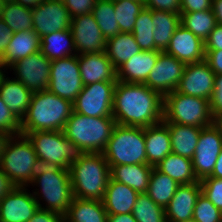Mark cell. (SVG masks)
<instances>
[{
	"mask_svg": "<svg viewBox=\"0 0 222 222\" xmlns=\"http://www.w3.org/2000/svg\"><path fill=\"white\" fill-rule=\"evenodd\" d=\"M70 29L77 55L105 52L107 40L92 13L72 17Z\"/></svg>",
	"mask_w": 222,
	"mask_h": 222,
	"instance_id": "cell-16",
	"label": "cell"
},
{
	"mask_svg": "<svg viewBox=\"0 0 222 222\" xmlns=\"http://www.w3.org/2000/svg\"><path fill=\"white\" fill-rule=\"evenodd\" d=\"M212 11L218 25L222 26V0H212Z\"/></svg>",
	"mask_w": 222,
	"mask_h": 222,
	"instance_id": "cell-54",
	"label": "cell"
},
{
	"mask_svg": "<svg viewBox=\"0 0 222 222\" xmlns=\"http://www.w3.org/2000/svg\"><path fill=\"white\" fill-rule=\"evenodd\" d=\"M13 34L14 32L10 27L0 18V58L4 55Z\"/></svg>",
	"mask_w": 222,
	"mask_h": 222,
	"instance_id": "cell-51",
	"label": "cell"
},
{
	"mask_svg": "<svg viewBox=\"0 0 222 222\" xmlns=\"http://www.w3.org/2000/svg\"><path fill=\"white\" fill-rule=\"evenodd\" d=\"M205 60L216 75L222 74V50H205Z\"/></svg>",
	"mask_w": 222,
	"mask_h": 222,
	"instance_id": "cell-48",
	"label": "cell"
},
{
	"mask_svg": "<svg viewBox=\"0 0 222 222\" xmlns=\"http://www.w3.org/2000/svg\"><path fill=\"white\" fill-rule=\"evenodd\" d=\"M4 4L5 3H10V2H14V0H1Z\"/></svg>",
	"mask_w": 222,
	"mask_h": 222,
	"instance_id": "cell-62",
	"label": "cell"
},
{
	"mask_svg": "<svg viewBox=\"0 0 222 222\" xmlns=\"http://www.w3.org/2000/svg\"><path fill=\"white\" fill-rule=\"evenodd\" d=\"M185 66V63L163 51L144 84L164 97L176 90Z\"/></svg>",
	"mask_w": 222,
	"mask_h": 222,
	"instance_id": "cell-14",
	"label": "cell"
},
{
	"mask_svg": "<svg viewBox=\"0 0 222 222\" xmlns=\"http://www.w3.org/2000/svg\"><path fill=\"white\" fill-rule=\"evenodd\" d=\"M215 76L206 60L186 64L176 91L210 100L214 91Z\"/></svg>",
	"mask_w": 222,
	"mask_h": 222,
	"instance_id": "cell-17",
	"label": "cell"
},
{
	"mask_svg": "<svg viewBox=\"0 0 222 222\" xmlns=\"http://www.w3.org/2000/svg\"><path fill=\"white\" fill-rule=\"evenodd\" d=\"M33 31L41 38L46 34L70 29L72 17L61 1L43 0L32 8Z\"/></svg>",
	"mask_w": 222,
	"mask_h": 222,
	"instance_id": "cell-15",
	"label": "cell"
},
{
	"mask_svg": "<svg viewBox=\"0 0 222 222\" xmlns=\"http://www.w3.org/2000/svg\"><path fill=\"white\" fill-rule=\"evenodd\" d=\"M15 139V140H14ZM37 155L26 135L9 136L0 158V167L14 186L31 184V171Z\"/></svg>",
	"mask_w": 222,
	"mask_h": 222,
	"instance_id": "cell-7",
	"label": "cell"
},
{
	"mask_svg": "<svg viewBox=\"0 0 222 222\" xmlns=\"http://www.w3.org/2000/svg\"><path fill=\"white\" fill-rule=\"evenodd\" d=\"M116 83L102 81L83 86L73 102V112L90 117H112Z\"/></svg>",
	"mask_w": 222,
	"mask_h": 222,
	"instance_id": "cell-10",
	"label": "cell"
},
{
	"mask_svg": "<svg viewBox=\"0 0 222 222\" xmlns=\"http://www.w3.org/2000/svg\"><path fill=\"white\" fill-rule=\"evenodd\" d=\"M15 186L0 167V200L8 194Z\"/></svg>",
	"mask_w": 222,
	"mask_h": 222,
	"instance_id": "cell-52",
	"label": "cell"
},
{
	"mask_svg": "<svg viewBox=\"0 0 222 222\" xmlns=\"http://www.w3.org/2000/svg\"><path fill=\"white\" fill-rule=\"evenodd\" d=\"M107 222H137L132 213L127 214H108Z\"/></svg>",
	"mask_w": 222,
	"mask_h": 222,
	"instance_id": "cell-53",
	"label": "cell"
},
{
	"mask_svg": "<svg viewBox=\"0 0 222 222\" xmlns=\"http://www.w3.org/2000/svg\"><path fill=\"white\" fill-rule=\"evenodd\" d=\"M164 52L185 64L196 63L205 60V42L180 24Z\"/></svg>",
	"mask_w": 222,
	"mask_h": 222,
	"instance_id": "cell-19",
	"label": "cell"
},
{
	"mask_svg": "<svg viewBox=\"0 0 222 222\" xmlns=\"http://www.w3.org/2000/svg\"><path fill=\"white\" fill-rule=\"evenodd\" d=\"M3 68L5 69V66L0 61V85H1V82H2L3 78L6 77L4 72L2 71Z\"/></svg>",
	"mask_w": 222,
	"mask_h": 222,
	"instance_id": "cell-59",
	"label": "cell"
},
{
	"mask_svg": "<svg viewBox=\"0 0 222 222\" xmlns=\"http://www.w3.org/2000/svg\"><path fill=\"white\" fill-rule=\"evenodd\" d=\"M169 129L172 153L193 158L201 133V127L164 122Z\"/></svg>",
	"mask_w": 222,
	"mask_h": 222,
	"instance_id": "cell-28",
	"label": "cell"
},
{
	"mask_svg": "<svg viewBox=\"0 0 222 222\" xmlns=\"http://www.w3.org/2000/svg\"><path fill=\"white\" fill-rule=\"evenodd\" d=\"M33 92L16 78H3L0 96L10 111L21 121L26 115Z\"/></svg>",
	"mask_w": 222,
	"mask_h": 222,
	"instance_id": "cell-25",
	"label": "cell"
},
{
	"mask_svg": "<svg viewBox=\"0 0 222 222\" xmlns=\"http://www.w3.org/2000/svg\"><path fill=\"white\" fill-rule=\"evenodd\" d=\"M180 22L181 25L189 29L204 42L217 25L212 9L195 12H180Z\"/></svg>",
	"mask_w": 222,
	"mask_h": 222,
	"instance_id": "cell-35",
	"label": "cell"
},
{
	"mask_svg": "<svg viewBox=\"0 0 222 222\" xmlns=\"http://www.w3.org/2000/svg\"><path fill=\"white\" fill-rule=\"evenodd\" d=\"M138 192L131 187L109 179L106 192L102 199L107 214H127L132 213Z\"/></svg>",
	"mask_w": 222,
	"mask_h": 222,
	"instance_id": "cell-24",
	"label": "cell"
},
{
	"mask_svg": "<svg viewBox=\"0 0 222 222\" xmlns=\"http://www.w3.org/2000/svg\"><path fill=\"white\" fill-rule=\"evenodd\" d=\"M208 177L222 179V149H221V152L217 158L214 170H213L212 174Z\"/></svg>",
	"mask_w": 222,
	"mask_h": 222,
	"instance_id": "cell-55",
	"label": "cell"
},
{
	"mask_svg": "<svg viewBox=\"0 0 222 222\" xmlns=\"http://www.w3.org/2000/svg\"><path fill=\"white\" fill-rule=\"evenodd\" d=\"M209 103L213 118L222 113V74L215 76L214 91Z\"/></svg>",
	"mask_w": 222,
	"mask_h": 222,
	"instance_id": "cell-46",
	"label": "cell"
},
{
	"mask_svg": "<svg viewBox=\"0 0 222 222\" xmlns=\"http://www.w3.org/2000/svg\"><path fill=\"white\" fill-rule=\"evenodd\" d=\"M4 3L0 0V17L3 11Z\"/></svg>",
	"mask_w": 222,
	"mask_h": 222,
	"instance_id": "cell-60",
	"label": "cell"
},
{
	"mask_svg": "<svg viewBox=\"0 0 222 222\" xmlns=\"http://www.w3.org/2000/svg\"><path fill=\"white\" fill-rule=\"evenodd\" d=\"M164 97L145 84L117 81L112 117L122 126L148 127L163 121Z\"/></svg>",
	"mask_w": 222,
	"mask_h": 222,
	"instance_id": "cell-1",
	"label": "cell"
},
{
	"mask_svg": "<svg viewBox=\"0 0 222 222\" xmlns=\"http://www.w3.org/2000/svg\"><path fill=\"white\" fill-rule=\"evenodd\" d=\"M113 2L114 1H119V0H112ZM132 1H144V0H132Z\"/></svg>",
	"mask_w": 222,
	"mask_h": 222,
	"instance_id": "cell-64",
	"label": "cell"
},
{
	"mask_svg": "<svg viewBox=\"0 0 222 222\" xmlns=\"http://www.w3.org/2000/svg\"><path fill=\"white\" fill-rule=\"evenodd\" d=\"M0 18L14 33L33 30L32 8L17 2L5 3Z\"/></svg>",
	"mask_w": 222,
	"mask_h": 222,
	"instance_id": "cell-36",
	"label": "cell"
},
{
	"mask_svg": "<svg viewBox=\"0 0 222 222\" xmlns=\"http://www.w3.org/2000/svg\"><path fill=\"white\" fill-rule=\"evenodd\" d=\"M83 85L95 82H117V69L106 52L77 55Z\"/></svg>",
	"mask_w": 222,
	"mask_h": 222,
	"instance_id": "cell-20",
	"label": "cell"
},
{
	"mask_svg": "<svg viewBox=\"0 0 222 222\" xmlns=\"http://www.w3.org/2000/svg\"><path fill=\"white\" fill-rule=\"evenodd\" d=\"M178 186L179 184L174 179L153 167L146 193L157 205L165 209Z\"/></svg>",
	"mask_w": 222,
	"mask_h": 222,
	"instance_id": "cell-34",
	"label": "cell"
},
{
	"mask_svg": "<svg viewBox=\"0 0 222 222\" xmlns=\"http://www.w3.org/2000/svg\"><path fill=\"white\" fill-rule=\"evenodd\" d=\"M32 143L37 158L69 170L84 152L68 140L62 131H34L25 134Z\"/></svg>",
	"mask_w": 222,
	"mask_h": 222,
	"instance_id": "cell-9",
	"label": "cell"
},
{
	"mask_svg": "<svg viewBox=\"0 0 222 222\" xmlns=\"http://www.w3.org/2000/svg\"><path fill=\"white\" fill-rule=\"evenodd\" d=\"M155 47L159 51H165L170 43L173 33L181 24L180 14L152 10Z\"/></svg>",
	"mask_w": 222,
	"mask_h": 222,
	"instance_id": "cell-32",
	"label": "cell"
},
{
	"mask_svg": "<svg viewBox=\"0 0 222 222\" xmlns=\"http://www.w3.org/2000/svg\"><path fill=\"white\" fill-rule=\"evenodd\" d=\"M155 168L179 185L199 181L194 173L192 160L174 153L168 154Z\"/></svg>",
	"mask_w": 222,
	"mask_h": 222,
	"instance_id": "cell-31",
	"label": "cell"
},
{
	"mask_svg": "<svg viewBox=\"0 0 222 222\" xmlns=\"http://www.w3.org/2000/svg\"><path fill=\"white\" fill-rule=\"evenodd\" d=\"M73 112V103L56 94L33 92L28 111L21 120V134L34 131H62Z\"/></svg>",
	"mask_w": 222,
	"mask_h": 222,
	"instance_id": "cell-3",
	"label": "cell"
},
{
	"mask_svg": "<svg viewBox=\"0 0 222 222\" xmlns=\"http://www.w3.org/2000/svg\"><path fill=\"white\" fill-rule=\"evenodd\" d=\"M43 0H14V2H17L18 4H21L25 7L34 8L36 5H38Z\"/></svg>",
	"mask_w": 222,
	"mask_h": 222,
	"instance_id": "cell-56",
	"label": "cell"
},
{
	"mask_svg": "<svg viewBox=\"0 0 222 222\" xmlns=\"http://www.w3.org/2000/svg\"><path fill=\"white\" fill-rule=\"evenodd\" d=\"M209 100L176 90L164 96L163 122L207 127L213 124Z\"/></svg>",
	"mask_w": 222,
	"mask_h": 222,
	"instance_id": "cell-8",
	"label": "cell"
},
{
	"mask_svg": "<svg viewBox=\"0 0 222 222\" xmlns=\"http://www.w3.org/2000/svg\"><path fill=\"white\" fill-rule=\"evenodd\" d=\"M200 194V181L179 185L165 208L167 222H180L192 218L194 207Z\"/></svg>",
	"mask_w": 222,
	"mask_h": 222,
	"instance_id": "cell-21",
	"label": "cell"
},
{
	"mask_svg": "<svg viewBox=\"0 0 222 222\" xmlns=\"http://www.w3.org/2000/svg\"><path fill=\"white\" fill-rule=\"evenodd\" d=\"M0 131L9 136L21 134V121L10 111L0 96Z\"/></svg>",
	"mask_w": 222,
	"mask_h": 222,
	"instance_id": "cell-43",
	"label": "cell"
},
{
	"mask_svg": "<svg viewBox=\"0 0 222 222\" xmlns=\"http://www.w3.org/2000/svg\"><path fill=\"white\" fill-rule=\"evenodd\" d=\"M180 222H197L193 217L184 221H180Z\"/></svg>",
	"mask_w": 222,
	"mask_h": 222,
	"instance_id": "cell-61",
	"label": "cell"
},
{
	"mask_svg": "<svg viewBox=\"0 0 222 222\" xmlns=\"http://www.w3.org/2000/svg\"><path fill=\"white\" fill-rule=\"evenodd\" d=\"M102 154L109 166L147 164L144 128L116 124Z\"/></svg>",
	"mask_w": 222,
	"mask_h": 222,
	"instance_id": "cell-6",
	"label": "cell"
},
{
	"mask_svg": "<svg viewBox=\"0 0 222 222\" xmlns=\"http://www.w3.org/2000/svg\"><path fill=\"white\" fill-rule=\"evenodd\" d=\"M132 215L137 222H167L165 209L157 205L147 193H139Z\"/></svg>",
	"mask_w": 222,
	"mask_h": 222,
	"instance_id": "cell-39",
	"label": "cell"
},
{
	"mask_svg": "<svg viewBox=\"0 0 222 222\" xmlns=\"http://www.w3.org/2000/svg\"><path fill=\"white\" fill-rule=\"evenodd\" d=\"M221 149L222 136L218 128L214 124L202 127L192 158L193 170L199 181L212 174Z\"/></svg>",
	"mask_w": 222,
	"mask_h": 222,
	"instance_id": "cell-12",
	"label": "cell"
},
{
	"mask_svg": "<svg viewBox=\"0 0 222 222\" xmlns=\"http://www.w3.org/2000/svg\"><path fill=\"white\" fill-rule=\"evenodd\" d=\"M73 197L102 200L110 179V166L102 153H84L70 166Z\"/></svg>",
	"mask_w": 222,
	"mask_h": 222,
	"instance_id": "cell-4",
	"label": "cell"
},
{
	"mask_svg": "<svg viewBox=\"0 0 222 222\" xmlns=\"http://www.w3.org/2000/svg\"><path fill=\"white\" fill-rule=\"evenodd\" d=\"M141 51L132 33H119L110 38L107 40L105 50L116 69Z\"/></svg>",
	"mask_w": 222,
	"mask_h": 222,
	"instance_id": "cell-33",
	"label": "cell"
},
{
	"mask_svg": "<svg viewBox=\"0 0 222 222\" xmlns=\"http://www.w3.org/2000/svg\"><path fill=\"white\" fill-rule=\"evenodd\" d=\"M205 50H222V26L216 25L205 41Z\"/></svg>",
	"mask_w": 222,
	"mask_h": 222,
	"instance_id": "cell-49",
	"label": "cell"
},
{
	"mask_svg": "<svg viewBox=\"0 0 222 222\" xmlns=\"http://www.w3.org/2000/svg\"><path fill=\"white\" fill-rule=\"evenodd\" d=\"M41 38L33 30L13 34L4 55L0 58L2 64L9 68L16 61L40 51Z\"/></svg>",
	"mask_w": 222,
	"mask_h": 222,
	"instance_id": "cell-26",
	"label": "cell"
},
{
	"mask_svg": "<svg viewBox=\"0 0 222 222\" xmlns=\"http://www.w3.org/2000/svg\"><path fill=\"white\" fill-rule=\"evenodd\" d=\"M193 218L197 222H222V212L201 193L194 207Z\"/></svg>",
	"mask_w": 222,
	"mask_h": 222,
	"instance_id": "cell-41",
	"label": "cell"
},
{
	"mask_svg": "<svg viewBox=\"0 0 222 222\" xmlns=\"http://www.w3.org/2000/svg\"><path fill=\"white\" fill-rule=\"evenodd\" d=\"M33 183L41 189V194L39 190L33 192L38 207L65 216L73 199L70 171L37 159L31 171V184ZM39 196L45 200V207L40 204Z\"/></svg>",
	"mask_w": 222,
	"mask_h": 222,
	"instance_id": "cell-2",
	"label": "cell"
},
{
	"mask_svg": "<svg viewBox=\"0 0 222 222\" xmlns=\"http://www.w3.org/2000/svg\"><path fill=\"white\" fill-rule=\"evenodd\" d=\"M115 125L113 117H90L72 112L63 132L84 153H102Z\"/></svg>",
	"mask_w": 222,
	"mask_h": 222,
	"instance_id": "cell-5",
	"label": "cell"
},
{
	"mask_svg": "<svg viewBox=\"0 0 222 222\" xmlns=\"http://www.w3.org/2000/svg\"><path fill=\"white\" fill-rule=\"evenodd\" d=\"M26 187L15 186L0 200V222H29L39 209Z\"/></svg>",
	"mask_w": 222,
	"mask_h": 222,
	"instance_id": "cell-18",
	"label": "cell"
},
{
	"mask_svg": "<svg viewBox=\"0 0 222 222\" xmlns=\"http://www.w3.org/2000/svg\"><path fill=\"white\" fill-rule=\"evenodd\" d=\"M213 124L218 128L222 136V113L214 117Z\"/></svg>",
	"mask_w": 222,
	"mask_h": 222,
	"instance_id": "cell-57",
	"label": "cell"
},
{
	"mask_svg": "<svg viewBox=\"0 0 222 222\" xmlns=\"http://www.w3.org/2000/svg\"><path fill=\"white\" fill-rule=\"evenodd\" d=\"M51 60L40 51L21 58L9 69L16 73V80L22 82L32 92L45 91L50 81Z\"/></svg>",
	"mask_w": 222,
	"mask_h": 222,
	"instance_id": "cell-13",
	"label": "cell"
},
{
	"mask_svg": "<svg viewBox=\"0 0 222 222\" xmlns=\"http://www.w3.org/2000/svg\"><path fill=\"white\" fill-rule=\"evenodd\" d=\"M63 217L61 214L39 208L29 222H60Z\"/></svg>",
	"mask_w": 222,
	"mask_h": 222,
	"instance_id": "cell-50",
	"label": "cell"
},
{
	"mask_svg": "<svg viewBox=\"0 0 222 222\" xmlns=\"http://www.w3.org/2000/svg\"><path fill=\"white\" fill-rule=\"evenodd\" d=\"M60 222H69L65 217H63Z\"/></svg>",
	"mask_w": 222,
	"mask_h": 222,
	"instance_id": "cell-63",
	"label": "cell"
},
{
	"mask_svg": "<svg viewBox=\"0 0 222 222\" xmlns=\"http://www.w3.org/2000/svg\"><path fill=\"white\" fill-rule=\"evenodd\" d=\"M147 164L156 167L172 153L168 126L162 121L144 128Z\"/></svg>",
	"mask_w": 222,
	"mask_h": 222,
	"instance_id": "cell-23",
	"label": "cell"
},
{
	"mask_svg": "<svg viewBox=\"0 0 222 222\" xmlns=\"http://www.w3.org/2000/svg\"><path fill=\"white\" fill-rule=\"evenodd\" d=\"M152 10L144 7L136 18L132 34L142 51H159L155 47Z\"/></svg>",
	"mask_w": 222,
	"mask_h": 222,
	"instance_id": "cell-38",
	"label": "cell"
},
{
	"mask_svg": "<svg viewBox=\"0 0 222 222\" xmlns=\"http://www.w3.org/2000/svg\"><path fill=\"white\" fill-rule=\"evenodd\" d=\"M9 135L4 133L3 131H0V158L2 154V150L4 148L5 142L8 139Z\"/></svg>",
	"mask_w": 222,
	"mask_h": 222,
	"instance_id": "cell-58",
	"label": "cell"
},
{
	"mask_svg": "<svg viewBox=\"0 0 222 222\" xmlns=\"http://www.w3.org/2000/svg\"><path fill=\"white\" fill-rule=\"evenodd\" d=\"M144 6L151 10H159L180 14L181 0H144Z\"/></svg>",
	"mask_w": 222,
	"mask_h": 222,
	"instance_id": "cell-45",
	"label": "cell"
},
{
	"mask_svg": "<svg viewBox=\"0 0 222 222\" xmlns=\"http://www.w3.org/2000/svg\"><path fill=\"white\" fill-rule=\"evenodd\" d=\"M91 13L106 40L120 33V27L115 18L114 2L112 0H97Z\"/></svg>",
	"mask_w": 222,
	"mask_h": 222,
	"instance_id": "cell-37",
	"label": "cell"
},
{
	"mask_svg": "<svg viewBox=\"0 0 222 222\" xmlns=\"http://www.w3.org/2000/svg\"><path fill=\"white\" fill-rule=\"evenodd\" d=\"M144 7V1H114L115 18L118 21L120 33H132L136 18Z\"/></svg>",
	"mask_w": 222,
	"mask_h": 222,
	"instance_id": "cell-40",
	"label": "cell"
},
{
	"mask_svg": "<svg viewBox=\"0 0 222 222\" xmlns=\"http://www.w3.org/2000/svg\"><path fill=\"white\" fill-rule=\"evenodd\" d=\"M200 183L201 193L222 212V179L205 177Z\"/></svg>",
	"mask_w": 222,
	"mask_h": 222,
	"instance_id": "cell-42",
	"label": "cell"
},
{
	"mask_svg": "<svg viewBox=\"0 0 222 222\" xmlns=\"http://www.w3.org/2000/svg\"><path fill=\"white\" fill-rule=\"evenodd\" d=\"M69 222H107V211L102 200L73 197L64 216Z\"/></svg>",
	"mask_w": 222,
	"mask_h": 222,
	"instance_id": "cell-30",
	"label": "cell"
},
{
	"mask_svg": "<svg viewBox=\"0 0 222 222\" xmlns=\"http://www.w3.org/2000/svg\"><path fill=\"white\" fill-rule=\"evenodd\" d=\"M97 0H64V5L68 9L71 17H76L92 12Z\"/></svg>",
	"mask_w": 222,
	"mask_h": 222,
	"instance_id": "cell-44",
	"label": "cell"
},
{
	"mask_svg": "<svg viewBox=\"0 0 222 222\" xmlns=\"http://www.w3.org/2000/svg\"><path fill=\"white\" fill-rule=\"evenodd\" d=\"M162 51H141L117 68V80L144 84Z\"/></svg>",
	"mask_w": 222,
	"mask_h": 222,
	"instance_id": "cell-22",
	"label": "cell"
},
{
	"mask_svg": "<svg viewBox=\"0 0 222 222\" xmlns=\"http://www.w3.org/2000/svg\"><path fill=\"white\" fill-rule=\"evenodd\" d=\"M152 170L148 164L116 165L110 166V177L138 193H146Z\"/></svg>",
	"mask_w": 222,
	"mask_h": 222,
	"instance_id": "cell-27",
	"label": "cell"
},
{
	"mask_svg": "<svg viewBox=\"0 0 222 222\" xmlns=\"http://www.w3.org/2000/svg\"><path fill=\"white\" fill-rule=\"evenodd\" d=\"M212 8V0H181V12L203 11Z\"/></svg>",
	"mask_w": 222,
	"mask_h": 222,
	"instance_id": "cell-47",
	"label": "cell"
},
{
	"mask_svg": "<svg viewBox=\"0 0 222 222\" xmlns=\"http://www.w3.org/2000/svg\"><path fill=\"white\" fill-rule=\"evenodd\" d=\"M72 51H74L73 54ZM40 52L51 61L77 55L71 29L49 33L41 37Z\"/></svg>",
	"mask_w": 222,
	"mask_h": 222,
	"instance_id": "cell-29",
	"label": "cell"
},
{
	"mask_svg": "<svg viewBox=\"0 0 222 222\" xmlns=\"http://www.w3.org/2000/svg\"><path fill=\"white\" fill-rule=\"evenodd\" d=\"M83 86L77 55L51 62L49 92L73 103Z\"/></svg>",
	"mask_w": 222,
	"mask_h": 222,
	"instance_id": "cell-11",
	"label": "cell"
}]
</instances>
